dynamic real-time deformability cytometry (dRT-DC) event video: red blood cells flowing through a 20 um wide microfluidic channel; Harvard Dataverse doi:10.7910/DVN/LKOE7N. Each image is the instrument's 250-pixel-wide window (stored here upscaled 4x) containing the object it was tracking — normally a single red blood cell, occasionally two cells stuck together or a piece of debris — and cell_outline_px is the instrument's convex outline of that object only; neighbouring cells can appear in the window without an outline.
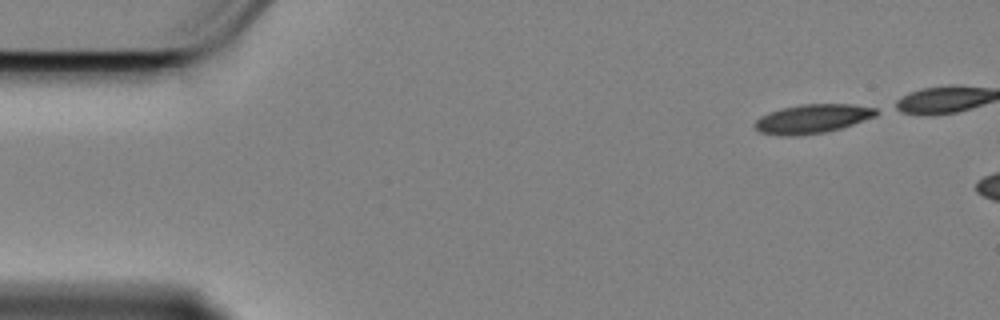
{"species": "Egyptian fruit bat (a non-hibernating species)", "species_latin": "Rousettus aegyptiacus", "temperature_condition": "cold", "stored_images_in_passage": 7, "camera_frame_rate_fps": 3000, "um_per_image_px": 0.085, "animal": {"sex": "female"}, "frame": {"image": 1, "passage_image": 1, "time_ms": 0.0, "image_size_px": [1000, 320], "cell_outline_px": [[880, 112], [876, 116], [840, 128], [824, 132], [796, 136], [780, 136], [760, 132], [756, 128], [756, 120], [760, 116], [768, 112], [800, 104], [852, 104], [876, 108]], "centroid_in_image_um": [69.06, 10.09], "position_along_channel_um": 15.9, "area_um2": 20.4}}